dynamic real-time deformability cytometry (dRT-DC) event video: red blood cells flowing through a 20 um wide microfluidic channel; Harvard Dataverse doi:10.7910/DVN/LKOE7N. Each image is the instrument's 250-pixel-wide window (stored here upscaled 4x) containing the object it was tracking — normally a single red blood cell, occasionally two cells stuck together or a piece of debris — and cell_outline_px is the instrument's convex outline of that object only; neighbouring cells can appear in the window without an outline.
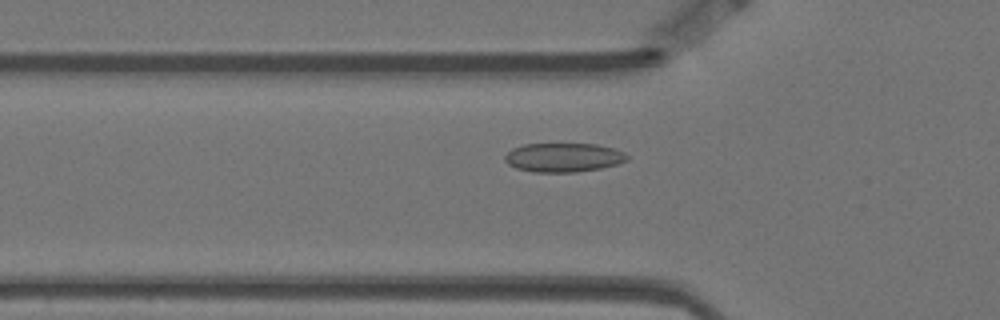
{"species": "Egyptian fruit bat (a non-hibernating species)", "species_latin": "Rousettus aegyptiacus", "temperature_condition": "warm", "stored_images_in_passage": 44, "camera_frame_rate_fps": 3000, "um_per_image_px": 0.085, "animal": {"sex": "female"}, "frame": {"image": 1, "passage_image": 19, "time_ms": 6.0, "image_size_px": [1000, 320], "cell_outline_px": [[628, 160], [616, 164], [600, 168], [576, 172], [532, 172], [516, 168], [508, 164], [504, 160], [504, 156], [512, 148], [524, 144], [596, 144], [612, 148], [624, 152], [628, 156]], "centroid_in_image_um": [47.87, 13.38], "position_along_channel_um": 77.9, "area_um2": 20.63}}
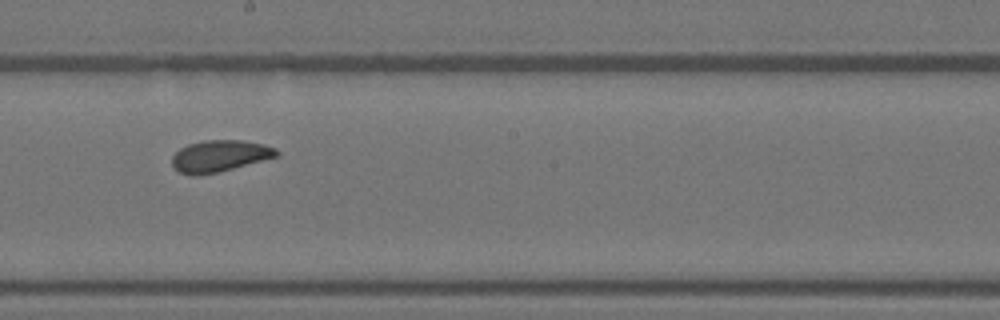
{"frame": {"image": 2, "passage_image": 32, "time_ms": 10.333, "image_size_px": [1000, 320], "cell_outline_px": [[280, 152], [276, 156], [232, 168], [216, 172], [196, 176], [192, 176], [180, 172], [172, 168], [172, 156], [180, 148], [188, 144], [204, 140], [240, 140], [264, 144], [276, 148]], "centroid_in_image_um": [18.62, 13.25], "position_along_channel_um": 229.6, "area_um2": 19.07}}
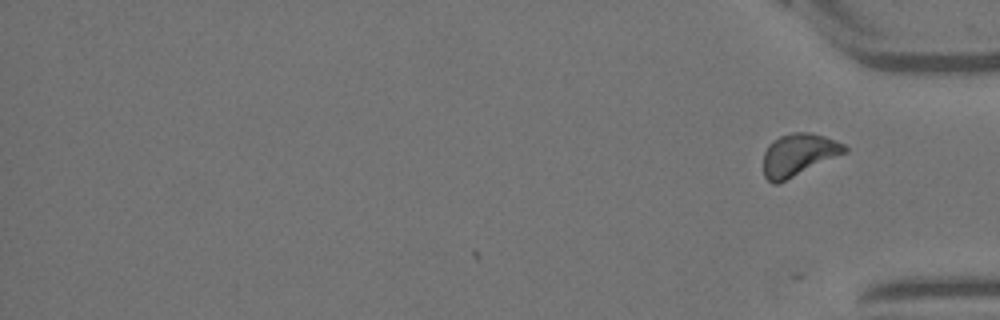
{"frame": {"image": 3, "passage_image": 44, "time_ms": 14.333, "image_size_px": [1000, 320], "cell_outline_px": [[848, 152], [776, 184], [772, 184], [764, 176], [764, 152], [768, 144], [772, 140], [780, 136], [792, 132], [812, 132], [836, 140], [844, 144], [848, 148]], "centroid_in_image_um": [67.88, 13.13], "position_along_channel_um": 367.3, "area_um2": 20.06}, "authors_computed_cell_mechanics": {"area_um2": 19.8543, "velocity_mm_per_s": 3.4773, "shape_relaxation_time_tau1_ms": null, "shape_relaxation_time_tau2_ms": 1.4798, "deformation_change_tau1": null, "deformation_change_tau2": 0.0457}}